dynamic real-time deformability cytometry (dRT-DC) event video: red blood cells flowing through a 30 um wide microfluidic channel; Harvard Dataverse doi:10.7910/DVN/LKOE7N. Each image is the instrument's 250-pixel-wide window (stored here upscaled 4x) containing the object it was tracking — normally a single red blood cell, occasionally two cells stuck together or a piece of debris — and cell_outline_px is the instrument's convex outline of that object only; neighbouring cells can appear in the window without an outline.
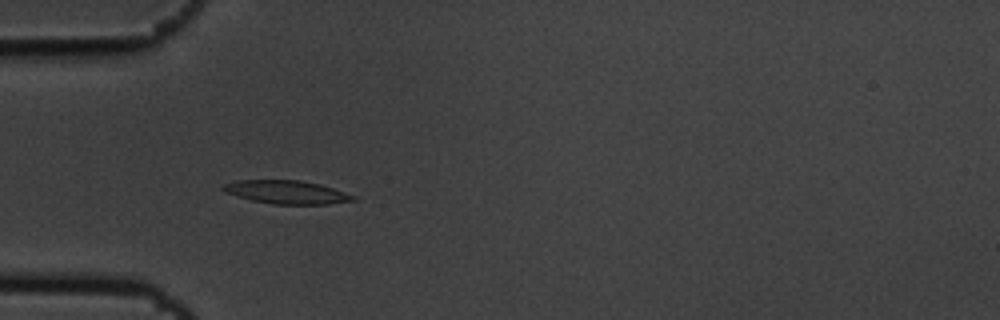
{"species": "common noctule bat (a hibernating species)", "species_latin": "Nyctalus noctula", "temperature_condition": "cold", "stored_images_in_passage": 8, "camera_frame_rate_fps": 3000, "um_per_image_px": 0.085, "animal": {"sex": "male", "body_mass_g": 19.5, "forearm_length_mm": 54.6}, "frame": {"image": 1, "passage_image": 5, "time_ms": 1.333, "image_size_px": [1000, 320], "cell_outline_px": [[356, 200], [328, 204], [272, 204], [252, 200], [224, 192], [220, 188], [224, 184], [236, 180], [300, 180], [320, 184], [356, 196]], "centroid_in_image_um": [24.34, 16.33], "position_along_channel_um": 60.7, "area_um2": 17.63}}
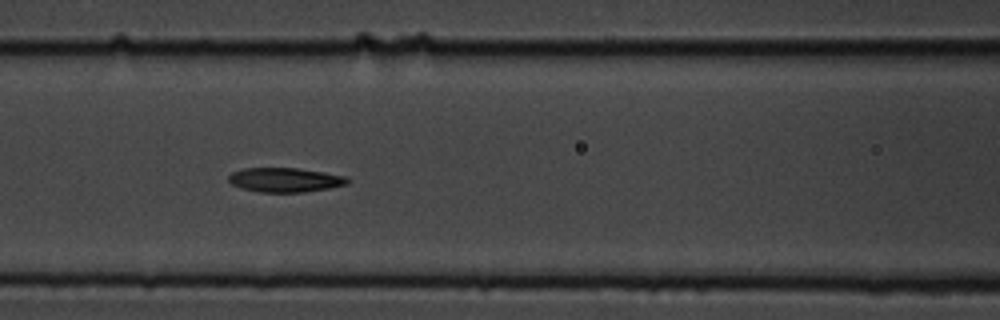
{"frame": {"image": 2, "passage_image": 7, "time_ms": 2.0, "image_size_px": [1000, 320], "cell_outline_px": [[352, 180], [348, 184], [328, 188], [304, 192], [260, 192], [240, 188], [232, 184], [228, 180], [228, 176], [232, 172], [244, 168], [296, 168], [324, 172], [348, 176]], "centroid_in_image_um": [24.26, 15.29], "position_along_channel_um": 142.3, "area_um2": 16.99}}
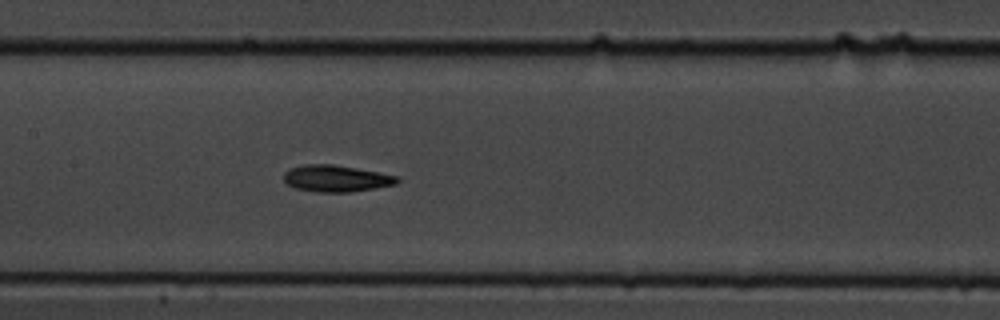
{"frame": {"image": 3, "passage_image": 8, "time_ms": 2.333, "image_size_px": [1000, 320], "cell_outline_px": [[400, 180], [396, 184], [348, 192], [316, 192], [296, 188], [288, 184], [284, 180], [284, 172], [292, 168], [304, 164], [332, 164], [356, 168], [400, 176]], "centroid_in_image_um": [28.58, 15.16], "position_along_channel_um": 178.8, "area_um2": 17.46}}